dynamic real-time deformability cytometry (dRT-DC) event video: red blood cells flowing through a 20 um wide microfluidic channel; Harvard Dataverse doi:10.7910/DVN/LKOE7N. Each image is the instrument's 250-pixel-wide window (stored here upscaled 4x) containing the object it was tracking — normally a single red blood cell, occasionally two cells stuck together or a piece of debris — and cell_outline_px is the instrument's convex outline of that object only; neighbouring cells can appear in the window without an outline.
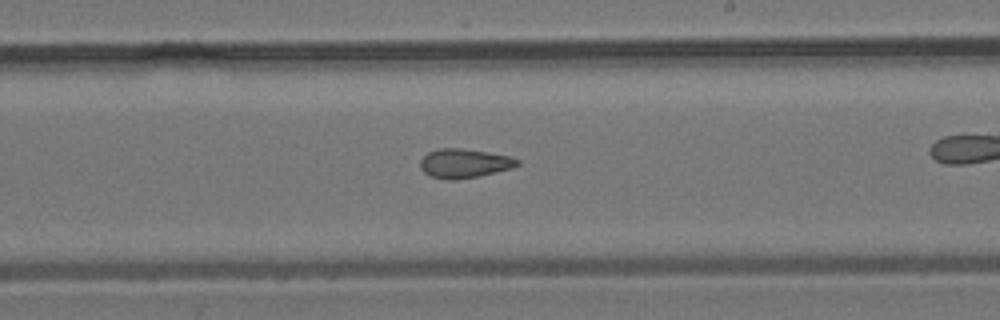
{"species": "common noctule bat (a hibernating species)", "species_latin": "Nyctalus noctula", "temperature_condition": "room temperature", "stored_images_in_passage": 35, "camera_frame_rate_fps": 3000, "um_per_image_px": 0.085, "animal": {"sex": "male", "body_mass_g": 19.2, "forearm_length_mm": 51.8}, "frame": {"image": 1, "passage_image": 25, "time_ms": 8.0, "image_size_px": [1000, 320], "cell_outline_px": [[520, 164], [512, 168], [476, 176], [456, 180], [452, 180], [428, 176], [420, 168], [420, 160], [428, 152], [440, 148], [460, 148], [512, 156], [520, 160]], "centroid_in_image_um": [39.45, 13.88], "position_along_channel_um": 249.5, "area_um2": 16.42}}
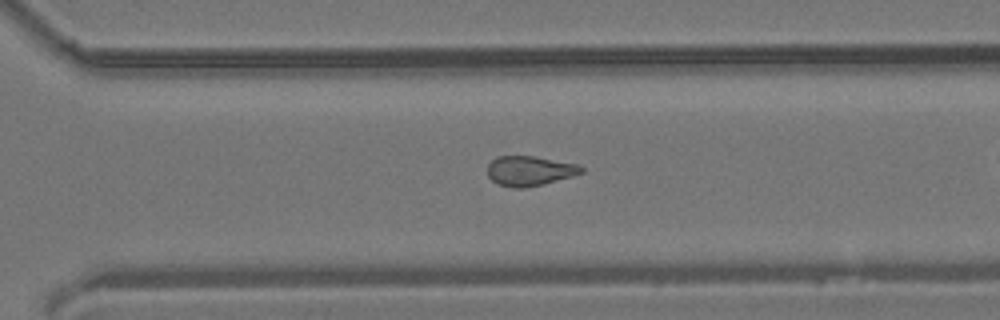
{"frame": {"image": 2, "passage_image": 30, "time_ms": 9.667, "image_size_px": [1000, 320], "cell_outline_px": [[584, 172], [572, 176], [544, 184], [524, 188], [512, 188], [496, 184], [488, 176], [488, 164], [496, 156], [532, 156], [576, 164], [584, 168]], "centroid_in_image_um": [44.99, 14.53], "position_along_channel_um": 325.6, "area_um2": 16.3}}